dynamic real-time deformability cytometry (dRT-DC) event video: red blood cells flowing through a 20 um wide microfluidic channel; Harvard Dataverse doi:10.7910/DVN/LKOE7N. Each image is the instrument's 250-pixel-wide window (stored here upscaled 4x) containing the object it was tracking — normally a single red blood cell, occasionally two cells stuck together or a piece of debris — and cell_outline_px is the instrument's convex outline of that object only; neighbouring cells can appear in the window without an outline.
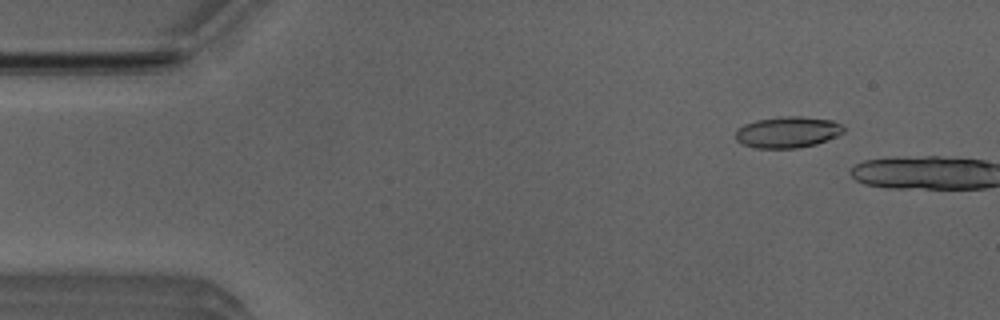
{"species": "Egyptian fruit bat (a non-hibernating species)", "species_latin": "Rousettus aegyptiacus", "temperature_condition": "room temperature", "stored_images_in_passage": 7, "camera_frame_rate_fps": 3000, "um_per_image_px": 0.085, "animal": {"sex": "male"}, "frame": {"image": 1, "passage_image": 2, "time_ms": 0.333, "image_size_px": [1000, 320], "cell_outline_px": [[844, 132], [836, 136], [816, 144], [796, 148], [756, 148], [744, 144], [736, 140], [736, 128], [744, 124], [756, 120], [788, 116], [800, 116], [832, 120], [840, 124], [844, 128]], "centroid_in_image_um": [66.93, 11.23], "position_along_channel_um": 18.1, "area_um2": 19.54}}